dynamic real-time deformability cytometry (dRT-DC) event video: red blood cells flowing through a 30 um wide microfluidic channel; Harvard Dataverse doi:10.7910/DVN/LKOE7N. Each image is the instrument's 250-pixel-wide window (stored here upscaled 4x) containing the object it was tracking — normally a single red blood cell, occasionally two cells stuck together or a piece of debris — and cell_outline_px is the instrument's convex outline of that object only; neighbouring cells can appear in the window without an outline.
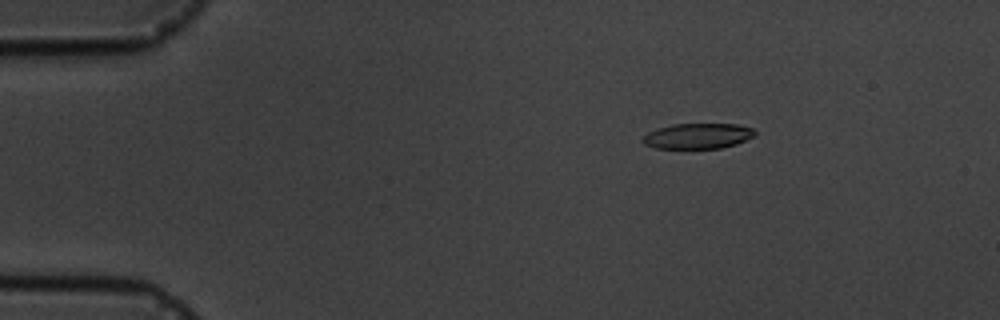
{"species": "common noctule bat (a hibernating species)", "species_latin": "Nyctalus noctula", "temperature_condition": "cold", "stored_images_in_passage": 4, "camera_frame_rate_fps": 3000, "um_per_image_px": 0.085, "animal": {"sex": "male", "body_mass_g": 19.5, "forearm_length_mm": 54.6}, "frame": {"image": 1, "passage_image": 2, "time_ms": 1.0, "image_size_px": [1000, 320], "cell_outline_px": [[756, 132], [752, 136], [736, 144], [720, 148], [656, 148], [644, 144], [640, 140], [648, 132], [672, 124], [736, 124], [752, 128]], "centroid_in_image_um": [59.28, 11.56], "position_along_channel_um": 25.7, "area_um2": 16.42}}